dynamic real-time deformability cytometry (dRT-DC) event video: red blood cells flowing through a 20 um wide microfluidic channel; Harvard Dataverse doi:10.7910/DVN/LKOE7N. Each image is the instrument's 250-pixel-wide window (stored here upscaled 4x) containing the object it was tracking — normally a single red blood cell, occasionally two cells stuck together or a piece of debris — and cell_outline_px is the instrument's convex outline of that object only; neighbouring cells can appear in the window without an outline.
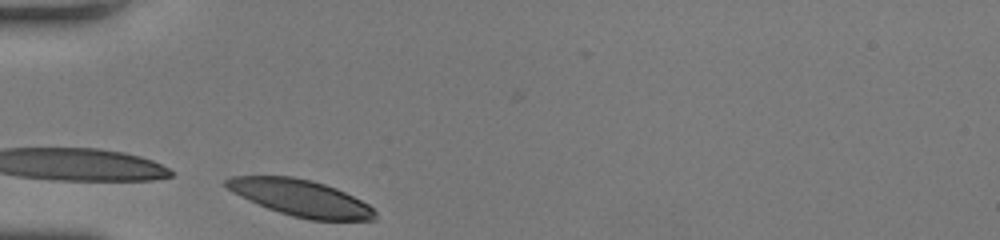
{"species": "human", "species_latin": "Homo sapiens", "temperature_condition": "room temperature", "stored_images_in_passage": 15, "camera_frame_rate_fps": 3000, "um_per_image_px": 0.085, "donor": {"sex": "female"}, "frame": {"image": 1, "passage_image": 1, "time_ms": 0.0, "image_size_px": [1000, 240], "cell_outline_px": [[376, 220], [308, 220], [292, 216], [268, 208], [240, 196], [232, 192], [224, 184], [224, 180], [232, 176], [292, 176], [312, 180], [336, 188], [368, 204], [376, 212]], "centroid_in_image_um": [25.56, 16.82], "position_along_channel_um": 59.4, "area_um2": 31.44}}
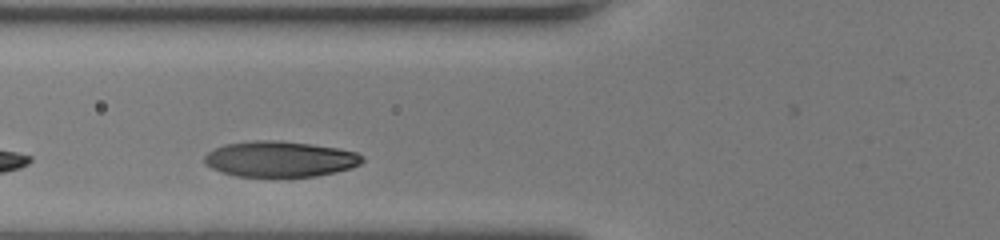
{"frame": {"image": 2, "passage_image": 5, "time_ms": 1.333, "image_size_px": [1000, 240], "cell_outline_px": [[364, 160], [360, 164], [352, 168], [336, 172], [316, 176], [236, 176], [220, 172], [204, 164], [204, 156], [212, 148], [224, 144], [252, 140], [280, 140], [312, 144], [340, 148], [356, 152], [364, 156]], "centroid_in_image_um": [23.79, 13.5], "position_along_channel_um": 102.0, "area_um2": 33.23}}
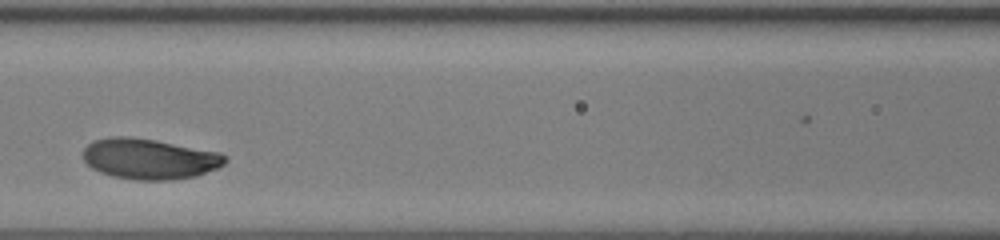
{"frame": {"image": 3, "passage_image": 9, "time_ms": 2.667, "image_size_px": [1000, 240], "cell_outline_px": [[228, 160], [224, 164], [216, 168], [196, 176], [172, 180], [136, 180], [112, 176], [100, 172], [92, 168], [84, 160], [84, 148], [92, 140], [112, 136], [124, 136], [156, 140], [220, 152], [228, 156]], "centroid_in_image_um": [12.71, 13.5], "position_along_channel_um": 153.9, "area_um2": 33.7}}